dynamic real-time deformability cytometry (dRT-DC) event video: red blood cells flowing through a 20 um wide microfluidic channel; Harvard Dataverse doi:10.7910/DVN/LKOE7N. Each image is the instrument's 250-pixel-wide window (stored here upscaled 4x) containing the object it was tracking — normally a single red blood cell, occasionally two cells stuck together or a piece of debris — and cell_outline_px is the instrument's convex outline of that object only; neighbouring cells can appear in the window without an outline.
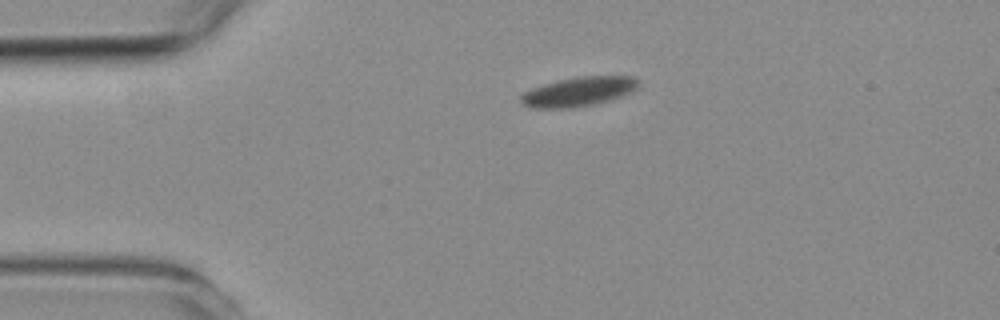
{"species": "common noctule bat (a hibernating species)", "species_latin": "Nyctalus noctula", "temperature_condition": "room temperature", "stored_images_in_passage": 3, "camera_frame_rate_fps": 3000, "um_per_image_px": 0.085, "animal": {"sex": "female", "body_mass_g": 19.3, "forearm_length_mm": 54.1}, "frame": {"image": 1, "passage_image": 1, "time_ms": 0.0, "image_size_px": [1000, 320], "cell_outline_px": [[640, 84], [636, 88], [620, 96], [608, 100], [592, 104], [560, 108], [532, 108], [524, 104], [520, 100], [520, 96], [524, 92], [532, 88], [556, 80], [576, 76], [632, 76]], "centroid_in_image_um": [49.13, 7.77], "position_along_channel_um": 35.9, "area_um2": 19.71}}
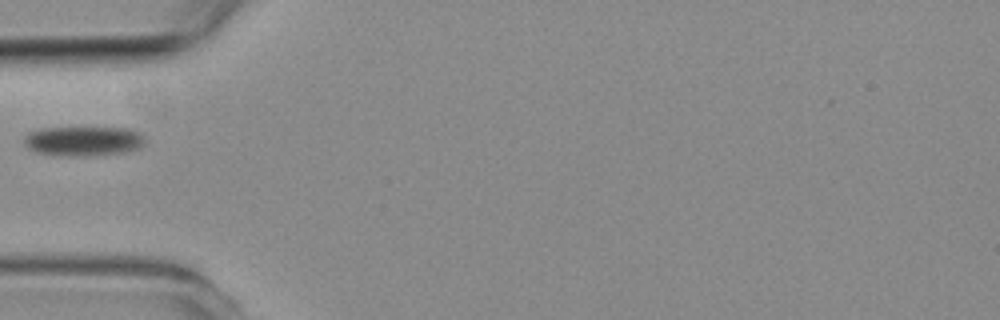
{"frame": {"image": 2, "passage_image": 3, "time_ms": 2.333, "image_size_px": [1000, 320], "cell_outline_px": [[148, 144], [140, 148], [124, 152], [96, 156], [68, 156], [36, 152], [28, 148], [24, 144], [24, 136], [28, 132], [40, 128], [128, 128], [140, 132], [144, 136]], "centroid_in_image_um": [7.14, 11.99], "position_along_channel_um": 77.9, "area_um2": 21.27}}